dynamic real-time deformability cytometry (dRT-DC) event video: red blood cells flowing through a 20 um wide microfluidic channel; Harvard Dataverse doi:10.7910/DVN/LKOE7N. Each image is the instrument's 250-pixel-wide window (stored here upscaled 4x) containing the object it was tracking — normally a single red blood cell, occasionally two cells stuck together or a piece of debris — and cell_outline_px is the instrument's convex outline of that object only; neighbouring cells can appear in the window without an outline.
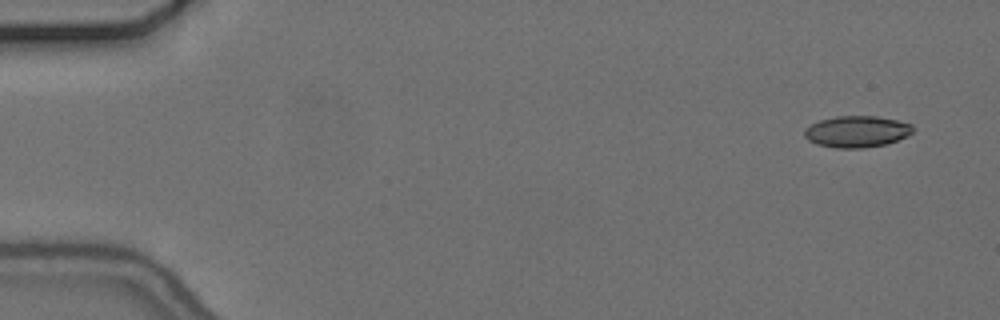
{"species": "common noctule bat (a hibernating species)", "species_latin": "Nyctalus noctula", "temperature_condition": "cold", "stored_images_in_passage": 54, "camera_frame_rate_fps": 3000, "um_per_image_px": 0.085, "animal": {"sex": "female", "body_mass_g": 24.6, "forearm_length_mm": 56.2}, "frame": {"image": 1, "passage_image": 1, "time_ms": 0.0, "image_size_px": [1000, 320], "cell_outline_px": [[912, 132], [908, 136], [884, 144], [864, 148], [836, 148], [816, 144], [808, 140], [804, 136], [804, 128], [820, 120], [836, 116], [876, 116], [896, 120], [912, 124]], "centroid_in_image_um": [72.8, 11.18], "position_along_channel_um": 12.2, "area_um2": 19.83}}
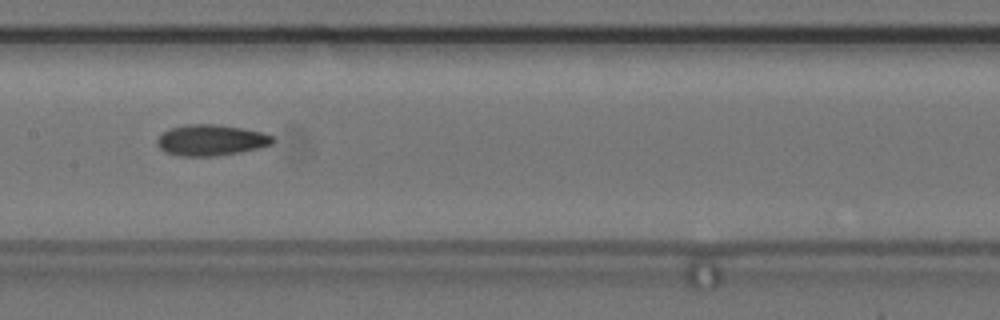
{"frame": {"image": 2, "passage_image": 26, "time_ms": 8.333, "image_size_px": [1000, 320], "cell_outline_px": [[276, 140], [272, 144], [260, 148], [240, 152], [216, 156], [180, 156], [164, 152], [156, 144], [156, 140], [164, 132], [172, 128], [188, 124], [216, 124], [264, 132], [272, 136]], "centroid_in_image_um": [17.96, 11.92], "position_along_channel_um": 189.4, "area_um2": 20.92}}
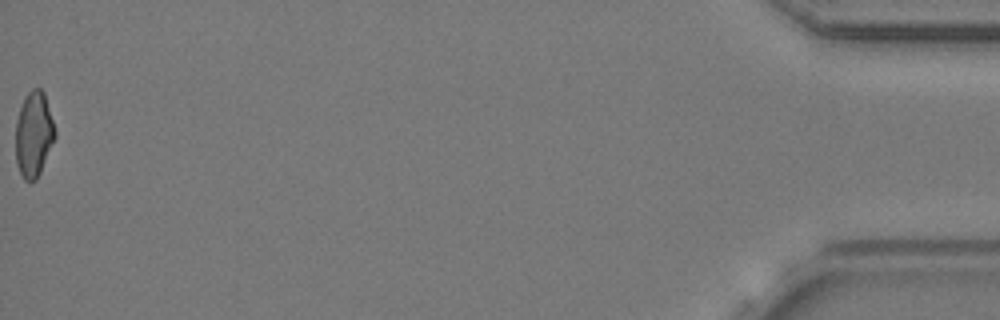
{"frame": {"image": 3, "passage_image": 54, "time_ms": 17.667, "image_size_px": [1000, 320], "cell_outline_px": [[56, 136], [40, 172], [36, 180], [24, 180], [20, 172], [16, 160], [16, 120], [20, 108], [28, 92], [32, 88], [40, 88], [44, 92], [56, 132]], "centroid_in_image_um": [2.87, 11.4], "position_along_channel_um": 432.3, "area_um2": 19.31}, "authors_computed_cell_mechanics": {"area_um2": 20.4323, "velocity_mm_per_s": 3.6892, "shape_relaxation_time_tau1_ms": 5.2468, "shape_relaxation_time_tau2_ms": 5.0438, "deformation_change_tau1": 0.1117, "deformation_change_tau2": 0.1148}}